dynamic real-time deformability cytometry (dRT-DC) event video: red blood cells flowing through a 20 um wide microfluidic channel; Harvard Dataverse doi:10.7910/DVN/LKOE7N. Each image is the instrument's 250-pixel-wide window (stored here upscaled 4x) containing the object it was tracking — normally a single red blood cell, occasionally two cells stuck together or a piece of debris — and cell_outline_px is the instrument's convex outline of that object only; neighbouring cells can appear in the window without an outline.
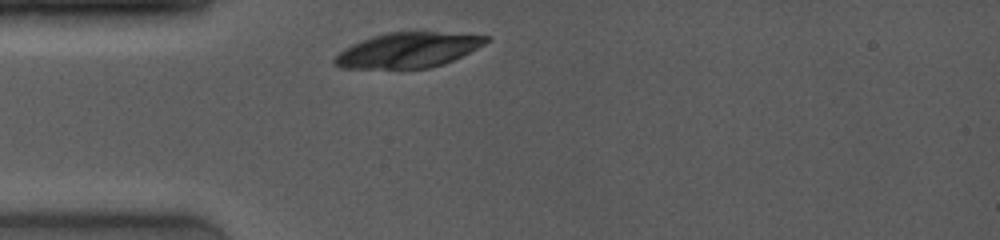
{"species": "common noctule bat (a hibernating species)", "species_latin": "Nyctalus noctula", "temperature_condition": "room temperature", "stored_images_in_passage": 1, "camera_frame_rate_fps": 4000, "um_per_image_px": 0.085, "animal": {"sex": "female", "body_mass_g": 19.0, "forearm_length_mm": 53.3}, "frame": {"image": 1, "passage_image": 1, "time_ms": 0.0, "image_size_px": [1000, 240], "cell_outline_px": [[492, 36], [484, 44], [444, 64], [428, 68], [340, 68], [332, 64], [332, 60], [344, 48], [352, 44], [372, 36], [388, 32], [436, 32]], "centroid_in_image_um": [34.64, 4.26], "position_along_channel_um": 50.4, "area_um2": 30.69}}